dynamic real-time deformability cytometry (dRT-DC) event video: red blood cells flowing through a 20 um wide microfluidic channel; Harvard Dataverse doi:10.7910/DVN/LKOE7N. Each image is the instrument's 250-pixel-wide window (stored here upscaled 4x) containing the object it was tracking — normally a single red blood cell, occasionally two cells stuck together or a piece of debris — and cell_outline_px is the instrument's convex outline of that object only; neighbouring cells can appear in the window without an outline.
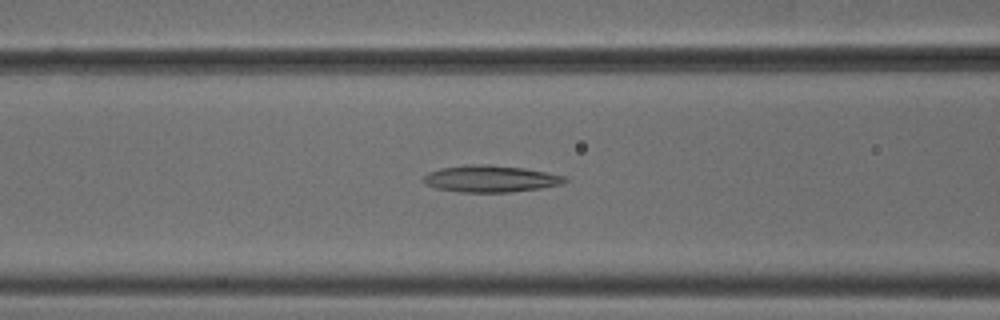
{"species": "common noctule bat (a hibernating species)", "species_latin": "Nyctalus noctula", "temperature_condition": "cold", "stored_images_in_passage": 51, "camera_frame_rate_fps": 3000, "um_per_image_px": 0.085, "animal": {"sex": "male", "body_mass_g": 18.8}, "frame": {"image": 1, "passage_image": 20, "time_ms": 6.333, "image_size_px": [1000, 320], "cell_outline_px": [[568, 180], [564, 184], [540, 188], [508, 192], [460, 192], [436, 188], [424, 184], [424, 176], [428, 172], [440, 168], [472, 164], [484, 164], [524, 168], [564, 176]], "centroid_in_image_um": [41.68, 15.2], "position_along_channel_um": 124.9, "area_um2": 21.91}}
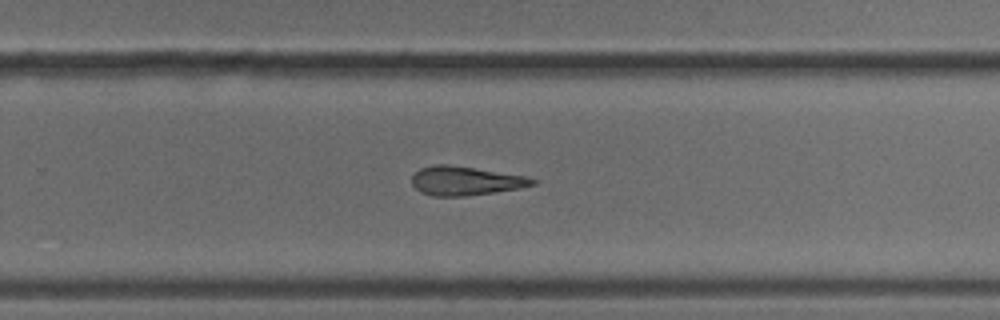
{"frame": {"image": 2, "passage_image": 33, "time_ms": 10.667, "image_size_px": [1000, 320], "cell_outline_px": [[536, 184], [520, 188], [464, 196], [432, 196], [420, 192], [412, 184], [412, 176], [420, 168], [436, 164], [448, 164], [524, 176], [536, 180]], "centroid_in_image_um": [39.52, 15.37], "position_along_channel_um": 290.3, "area_um2": 20.06}}
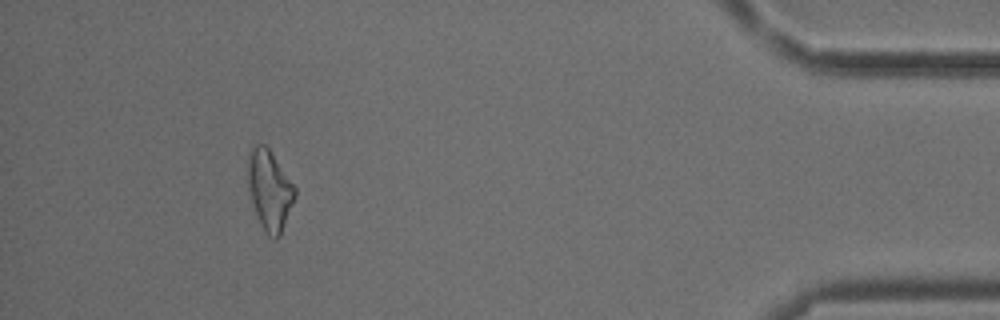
{"frame": {"image": 3, "passage_image": 47, "time_ms": 15.333, "image_size_px": [1000, 320], "cell_outline_px": [[296, 196], [280, 236], [276, 240], [268, 236], [264, 232], [256, 216], [252, 204], [248, 188], [248, 152], [252, 144], [264, 144], [268, 148], [296, 188]], "centroid_in_image_um": [22.89, 16.18], "position_along_channel_um": 412.3, "area_um2": 22.08}, "authors_computed_cell_mechanics": {"area_um2": 22.0218, "velocity_mm_per_s": 3.8183, "shape_relaxation_time_tau1_ms": null, "shape_relaxation_time_tau2_ms": 5.2277, "deformation_change_tau1": null, "deformation_change_tau2": 0.1844}}